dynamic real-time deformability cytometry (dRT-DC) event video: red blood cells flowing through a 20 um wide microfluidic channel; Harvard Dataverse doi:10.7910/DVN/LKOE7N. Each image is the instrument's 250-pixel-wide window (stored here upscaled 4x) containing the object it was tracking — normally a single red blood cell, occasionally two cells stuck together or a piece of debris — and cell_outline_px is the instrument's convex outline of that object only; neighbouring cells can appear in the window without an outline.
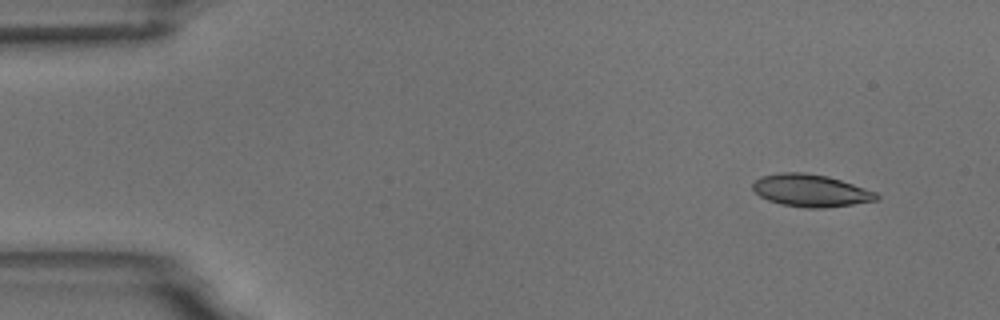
{"species": "common noctule bat (a hibernating species)", "species_latin": "Nyctalus noctula", "temperature_condition": "room temperature", "stored_images_in_passage": 4, "camera_frame_rate_fps": 3000, "um_per_image_px": 0.085, "animal": {"sex": "male", "body_mass_g": 18.8}, "frame": {"image": 1, "passage_image": 1, "time_ms": 0.0, "image_size_px": [1000, 320], "cell_outline_px": [[880, 200], [824, 208], [804, 208], [780, 204], [768, 200], [760, 196], [752, 188], [752, 184], [760, 176], [780, 172], [804, 172], [828, 176], [876, 192], [880, 196]], "centroid_in_image_um": [68.9, 16.2], "position_along_channel_um": 16.1, "area_um2": 23.41}}
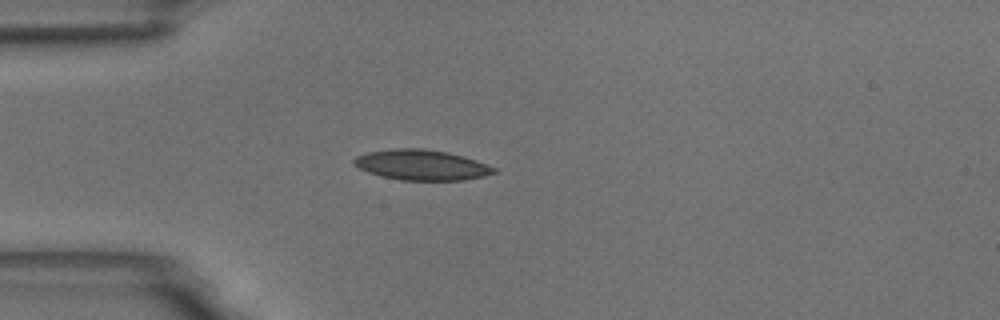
{"frame": {"image": 2, "passage_image": 4, "time_ms": 3.333, "image_size_px": [1000, 320], "cell_outline_px": [[496, 172], [484, 176], [464, 180], [400, 180], [368, 172], [352, 164], [352, 160], [356, 156], [368, 152], [396, 148], [424, 148], [448, 152], [476, 160], [496, 168]], "centroid_in_image_um": [35.82, 14.01], "position_along_channel_um": 49.2, "area_um2": 24.68}}